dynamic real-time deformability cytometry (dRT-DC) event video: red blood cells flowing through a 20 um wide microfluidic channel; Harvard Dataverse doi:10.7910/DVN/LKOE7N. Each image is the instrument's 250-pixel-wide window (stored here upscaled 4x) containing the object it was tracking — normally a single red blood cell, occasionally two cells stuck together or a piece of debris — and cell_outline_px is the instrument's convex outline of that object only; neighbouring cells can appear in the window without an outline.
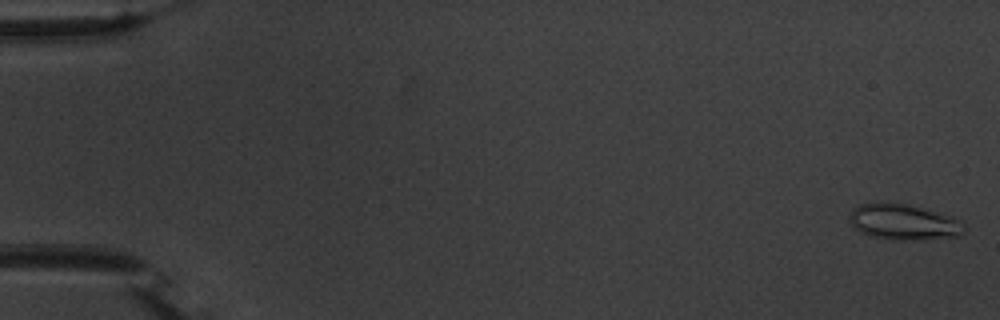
{"species": "common noctule bat (a hibernating species)", "species_latin": "Nyctalus noctula", "temperature_condition": "warm", "stored_images_in_passage": 55, "camera_frame_rate_fps": 3000, "um_per_image_px": 0.085, "animal": {"sex": "male", "body_mass_g": 20.1, "forearm_length_mm": 53.5}, "frame": {"image": 1, "passage_image": 1, "time_ms": 0.0, "image_size_px": [1000, 320], "cell_outline_px": [[968, 228], [964, 232], [956, 236], [924, 240], [888, 240], [872, 236], [860, 232], [848, 220], [848, 216], [852, 208], [860, 204], [884, 200], [908, 204], [952, 216], [964, 224]], "centroid_in_image_um": [76.78, 18.85], "position_along_channel_um": 8.2, "area_um2": 24.57}}
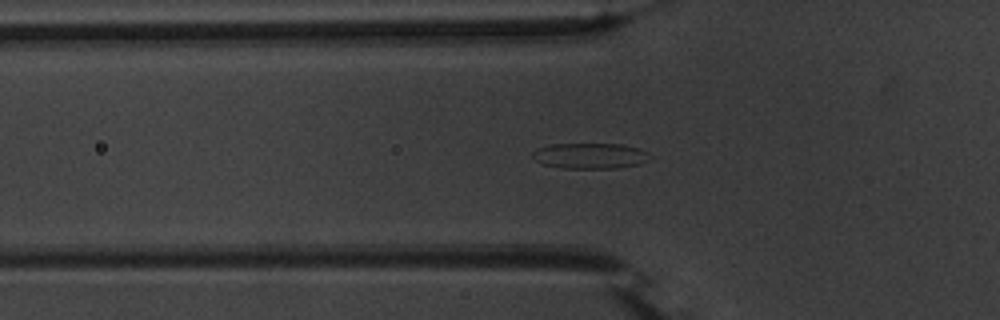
{"frame": {"image": 2, "passage_image": 19, "time_ms": 6.0, "image_size_px": [1000, 320], "cell_outline_px": [[648, 152], [644, 160], [640, 164], [616, 168], [564, 168], [544, 164], [536, 160], [532, 156], [532, 152], [536, 148], [552, 144], [620, 144], [640, 148]], "centroid_in_image_um": [50.11, 13.23], "position_along_channel_um": 75.7, "area_um2": 17.28}}
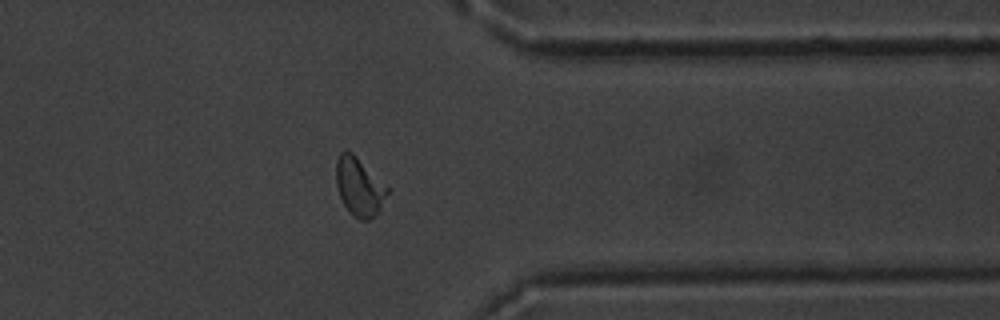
{"frame": {"image": 3, "passage_image": 44, "time_ms": 14.333, "image_size_px": [1000, 320], "cell_outline_px": [[388, 192], [380, 208], [368, 220], [360, 220], [352, 216], [348, 212], [336, 188], [336, 160], [340, 152], [352, 152], [388, 188]], "centroid_in_image_um": [30.49, 15.89], "position_along_channel_um": 380.9, "area_um2": 17.05}, "authors_computed_cell_mechanics": {"area_um2": 17.3978, "velocity_mm_per_s": 3.7286, "shape_relaxation_time_tau1_ms": 4.7722, "shape_relaxation_time_tau2_ms": 0.95, "deformation_change_tau1": 0.167, "deformation_change_tau2": 0.0815}}